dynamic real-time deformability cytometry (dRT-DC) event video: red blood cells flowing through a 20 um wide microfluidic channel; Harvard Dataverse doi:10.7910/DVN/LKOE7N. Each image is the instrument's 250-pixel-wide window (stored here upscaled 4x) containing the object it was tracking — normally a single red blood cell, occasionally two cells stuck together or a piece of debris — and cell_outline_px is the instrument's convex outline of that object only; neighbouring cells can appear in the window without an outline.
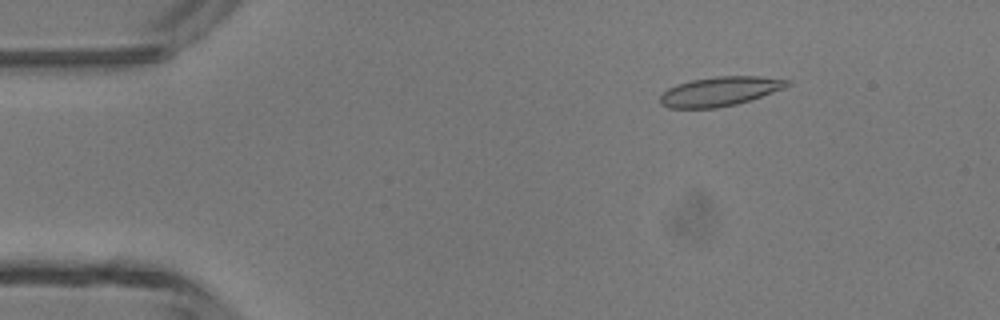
{"species": "common noctule bat (a hibernating species)", "species_latin": "Nyctalus noctula", "temperature_condition": "room temperature", "stored_images_in_passage": 47, "camera_frame_rate_fps": 3000, "um_per_image_px": 0.085, "animal": {"sex": "male", "body_mass_g": 13.3}, "frame": {"image": 1, "passage_image": 7, "time_ms": 2.0, "image_size_px": [1000, 320], "cell_outline_px": [[792, 84], [784, 88], [736, 104], [716, 108], [668, 108], [660, 104], [660, 96], [668, 88], [676, 84], [692, 80], [716, 76], [760, 76], [792, 80]], "centroid_in_image_um": [61.18, 7.76], "position_along_channel_um": 23.8, "area_um2": 21.68}}
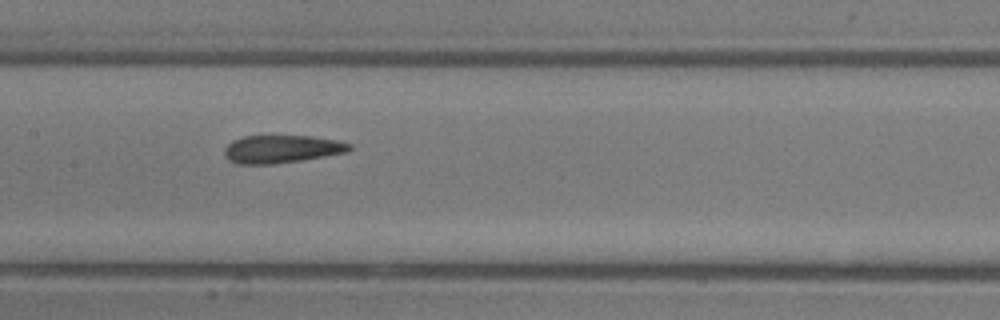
{"frame": {"image": 2, "passage_image": 23, "time_ms": 7.333, "image_size_px": [1000, 320], "cell_outline_px": [[352, 148], [348, 152], [276, 164], [240, 164], [228, 160], [224, 156], [224, 148], [232, 140], [244, 136], [312, 136], [336, 140], [352, 144]], "centroid_in_image_um": [23.92, 12.67], "position_along_channel_um": 183.5, "area_um2": 20.35}}
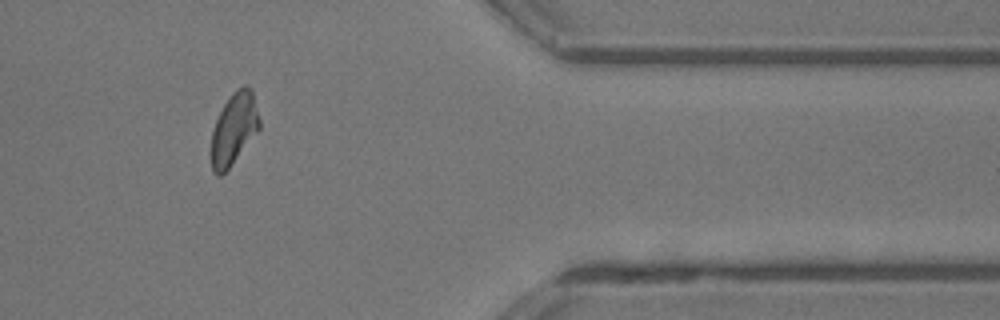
{"frame": {"image": 3, "passage_image": 39, "time_ms": 12.667, "image_size_px": [1000, 320], "cell_outline_px": [[260, 128], [228, 168], [220, 176], [216, 176], [212, 172], [212, 132], [216, 120], [224, 104], [232, 92], [236, 88], [244, 84], [252, 88], [260, 120]], "centroid_in_image_um": [19.9, 10.9], "position_along_channel_um": 391.5, "area_um2": 19.94}, "authors_computed_cell_mechanics": {"area_um2": 21.0392, "velocity_mm_per_s": 4.389, "shape_relaxation_time_tau1_ms": null, "shape_relaxation_time_tau2_ms": 3.6404, "deformation_change_tau1": null, "deformation_change_tau2": 0.0848}}